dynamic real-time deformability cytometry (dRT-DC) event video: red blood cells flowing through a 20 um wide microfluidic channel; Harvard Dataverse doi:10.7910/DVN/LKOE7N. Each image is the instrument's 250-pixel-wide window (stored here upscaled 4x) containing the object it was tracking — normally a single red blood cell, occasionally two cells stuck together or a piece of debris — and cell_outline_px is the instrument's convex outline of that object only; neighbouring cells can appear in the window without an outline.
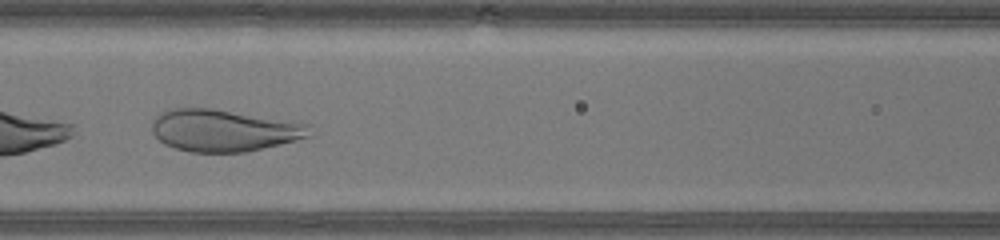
{"species": "human", "species_latin": "Homo sapiens", "temperature_condition": "warm", "stored_images_in_passage": 31, "camera_frame_rate_fps": 3000, "um_per_image_px": 0.085, "donor": {"sex": "male"}, "frame": {"image": 1, "passage_image": 14, "time_ms": 4.333, "image_size_px": [1000, 240], "cell_outline_px": [[312, 136], [280, 144], [244, 152], [192, 152], [176, 148], [164, 144], [152, 132], [152, 120], [160, 112], [172, 108], [212, 108], [312, 124]], "centroid_in_image_um": [19.04, 11.08], "position_along_channel_um": 147.6, "area_um2": 38.67}}
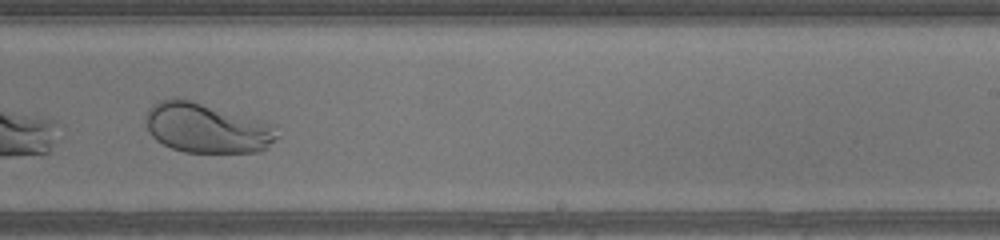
{"frame": {"image": 2, "passage_image": 22, "time_ms": 7.0, "image_size_px": [1000, 240], "cell_outline_px": [[280, 136], [260, 152], [184, 152], [172, 148], [156, 140], [148, 132], [148, 108], [152, 104], [160, 100], [172, 96], [176, 96], [192, 100], [276, 124]], "centroid_in_image_um": [17.61, 10.86], "position_along_channel_um": 271.4, "area_um2": 38.49}}